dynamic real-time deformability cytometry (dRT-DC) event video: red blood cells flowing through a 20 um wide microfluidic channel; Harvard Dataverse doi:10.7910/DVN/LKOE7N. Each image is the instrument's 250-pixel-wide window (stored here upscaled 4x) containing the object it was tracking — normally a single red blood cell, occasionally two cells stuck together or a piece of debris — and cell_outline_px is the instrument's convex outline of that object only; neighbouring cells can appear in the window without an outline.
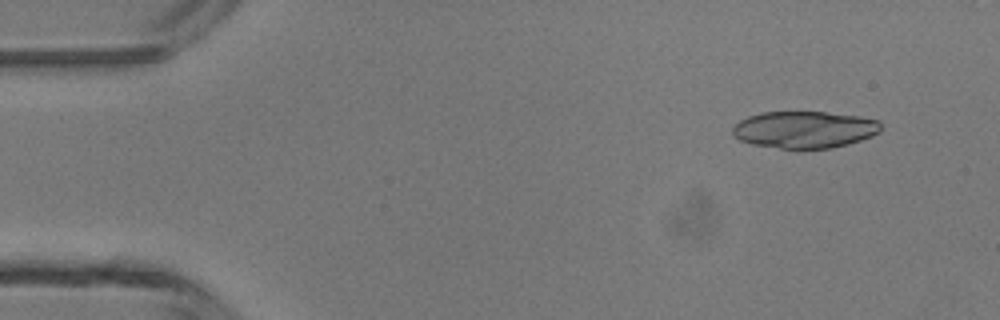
{"species": "common noctule bat (a hibernating species)", "species_latin": "Nyctalus noctula", "temperature_condition": "room temperature", "stored_images_in_passage": 5, "segment_of_instrument_passage": [2, 2], "camera_frame_rate_fps": 3000, "um_per_image_px": 0.085, "animal": {"sex": "male", "body_mass_g": 13.3}, "frame": {"image": 1, "passage_image": 5, "time_ms": 5.333, "image_size_px": [1000, 320], "cell_outline_px": [[880, 132], [872, 136], [848, 144], [832, 148], [800, 152], [752, 144], [740, 140], [732, 136], [732, 128], [740, 120], [748, 116], [760, 112], [824, 112], [860, 116], [880, 120]], "centroid_in_image_um": [68.37, 11.05], "position_along_channel_um": 16.6, "area_um2": 32.83}}